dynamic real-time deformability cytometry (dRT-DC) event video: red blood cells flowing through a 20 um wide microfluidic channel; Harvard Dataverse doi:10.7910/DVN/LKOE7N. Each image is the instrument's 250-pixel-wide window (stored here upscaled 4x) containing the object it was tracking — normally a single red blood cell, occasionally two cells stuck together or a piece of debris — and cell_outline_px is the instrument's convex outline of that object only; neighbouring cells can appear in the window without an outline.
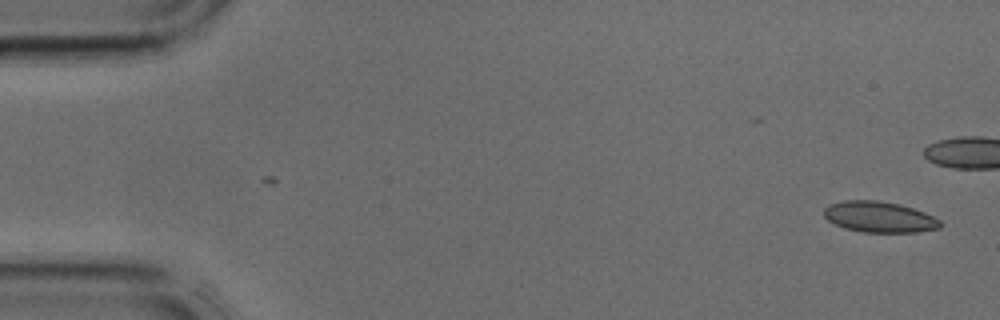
{"species": "common noctule bat (a hibernating species)", "species_latin": "Nyctalus noctula", "temperature_condition": "cold", "stored_images_in_passage": 4, "camera_frame_rate_fps": 3000, "um_per_image_px": 0.085, "animal": {"sex": "male", "body_mass_g": 17.9, "forearm_length_mm": 54.2}, "frame": {"image": 1, "passage_image": 1, "time_ms": 0.0, "image_size_px": [1000, 320], "cell_outline_px": [[944, 224], [940, 228], [916, 232], [864, 232], [844, 228], [828, 220], [824, 216], [824, 208], [828, 204], [844, 200], [876, 200], [900, 204], [924, 212], [940, 220]], "centroid_in_image_um": [74.75, 18.44], "position_along_channel_um": 10.3, "area_um2": 20.98}}